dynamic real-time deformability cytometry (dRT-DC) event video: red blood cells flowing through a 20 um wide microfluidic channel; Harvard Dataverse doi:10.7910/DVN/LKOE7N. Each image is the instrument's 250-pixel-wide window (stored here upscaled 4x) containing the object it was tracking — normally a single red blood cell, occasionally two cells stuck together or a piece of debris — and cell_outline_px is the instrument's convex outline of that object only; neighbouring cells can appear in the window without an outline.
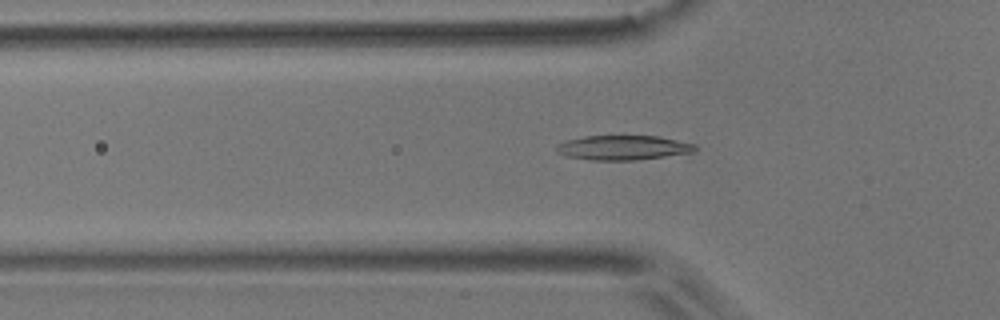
{"species": "common noctule bat (a hibernating species)", "species_latin": "Nyctalus noctula", "temperature_condition": "room temperature", "stored_images_in_passage": 42, "camera_frame_rate_fps": 3000, "um_per_image_px": 0.085, "animal": {"sex": "male", "body_mass_g": 17.9}, "frame": {"image": 1, "passage_image": 6, "time_ms": 1.667, "image_size_px": [1000, 320], "cell_outline_px": [[696, 152], [636, 160], [592, 160], [568, 156], [556, 152], [556, 144], [568, 140], [584, 136], [656, 136], [696, 144]], "centroid_in_image_um": [52.97, 12.55], "position_along_channel_um": 72.8, "area_um2": 19.77}}
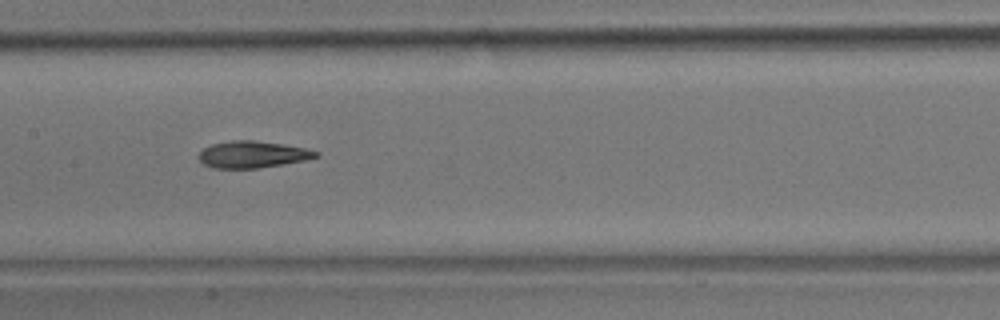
{"frame": {"image": 2, "passage_image": 15, "time_ms": 4.667, "image_size_px": [1000, 320], "cell_outline_px": [[320, 156], [304, 160], [256, 168], [212, 168], [204, 164], [196, 156], [204, 148], [212, 144], [232, 140], [252, 140], [284, 144], [304, 148], [320, 152]], "centroid_in_image_um": [21.44, 13.12], "position_along_channel_um": 186.0, "area_um2": 18.15}}
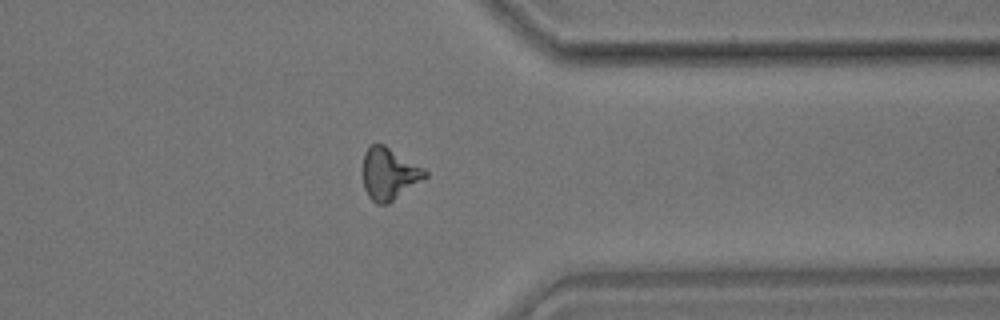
{"frame": {"image": 3, "passage_image": 31, "time_ms": 10.0, "image_size_px": [1000, 320], "cell_outline_px": [[428, 176], [388, 204], [376, 204], [368, 196], [364, 188], [364, 152], [372, 144], [384, 144], [424, 168], [428, 172]], "centroid_in_image_um": [33.09, 14.78], "position_along_channel_um": 378.3, "area_um2": 18.67}, "authors_computed_cell_mechanics": {"area_um2": 18.2648, "velocity_mm_per_s": 3.7303, "shape_relaxation_time_tau1_ms": 4.4241, "shape_relaxation_time_tau2_ms": 10.8643, "deformation_change_tau1": 0.169, "deformation_change_tau2": 0.2193}}